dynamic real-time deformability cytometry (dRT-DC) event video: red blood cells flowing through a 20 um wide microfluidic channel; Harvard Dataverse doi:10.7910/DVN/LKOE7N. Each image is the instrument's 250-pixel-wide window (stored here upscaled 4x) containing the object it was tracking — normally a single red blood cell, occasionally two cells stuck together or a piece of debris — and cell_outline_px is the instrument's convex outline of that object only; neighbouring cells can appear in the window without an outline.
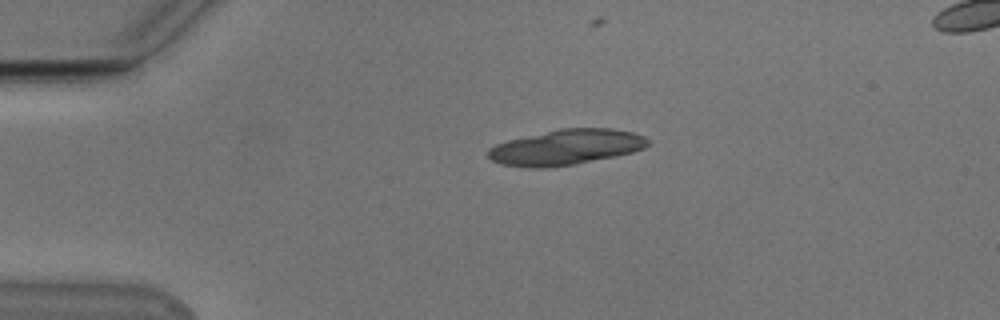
{"species": "Egyptian fruit bat (a non-hibernating species)", "species_latin": "Rousettus aegyptiacus", "temperature_condition": "cold", "stored_images_in_passage": 8, "camera_frame_rate_fps": 3000, "um_per_image_px": 0.085, "animal": {"sex": "male"}, "frame": {"image": 1, "passage_image": 1, "time_ms": 0.0, "image_size_px": [1000, 320], "cell_outline_px": [[652, 140], [644, 148], [632, 152], [616, 156], [576, 164], [552, 168], [528, 168], [500, 164], [492, 160], [488, 156], [488, 148], [496, 144], [508, 140], [560, 128], [612, 128], [632, 132], [644, 136]], "centroid_in_image_um": [48.12, 12.52], "position_along_channel_um": 36.9, "area_um2": 33.23}}